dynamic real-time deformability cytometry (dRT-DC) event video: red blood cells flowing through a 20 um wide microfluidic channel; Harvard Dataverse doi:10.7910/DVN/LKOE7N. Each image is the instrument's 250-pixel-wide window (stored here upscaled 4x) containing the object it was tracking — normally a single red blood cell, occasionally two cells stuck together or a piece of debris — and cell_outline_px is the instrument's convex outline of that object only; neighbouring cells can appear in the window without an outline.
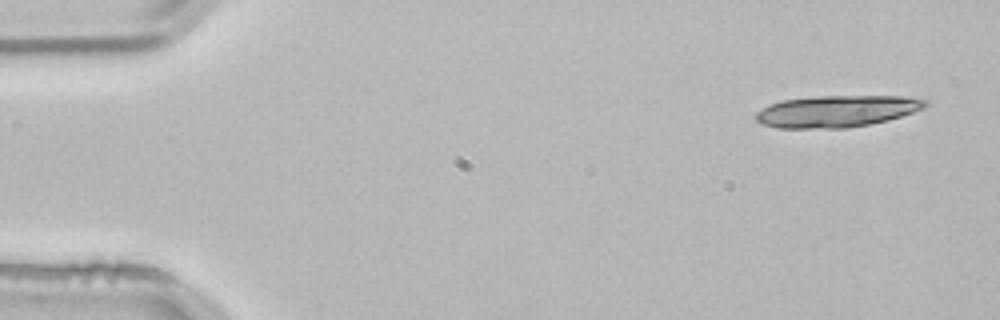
{"species": "common noctule bat (a hibernating species)", "species_latin": "Nyctalus noctula", "temperature_condition": "room temperature", "stored_images_in_passage": 3, "camera_frame_rate_fps": 3000, "um_per_image_px": 0.085, "animal": {"sex": "male", "body_mass_g": 21.5, "forearm_length_mm": 52.0}, "frame": {"image": 1, "passage_image": 1, "time_ms": 0.0, "image_size_px": [1000, 320], "cell_outline_px": [[928, 104], [924, 108], [888, 120], [848, 128], [776, 128], [760, 124], [756, 120], [756, 112], [768, 104], [784, 100], [820, 96], [904, 96], [928, 100]], "centroid_in_image_um": [71.1, 9.46], "position_along_channel_um": 13.9, "area_um2": 31.33}}